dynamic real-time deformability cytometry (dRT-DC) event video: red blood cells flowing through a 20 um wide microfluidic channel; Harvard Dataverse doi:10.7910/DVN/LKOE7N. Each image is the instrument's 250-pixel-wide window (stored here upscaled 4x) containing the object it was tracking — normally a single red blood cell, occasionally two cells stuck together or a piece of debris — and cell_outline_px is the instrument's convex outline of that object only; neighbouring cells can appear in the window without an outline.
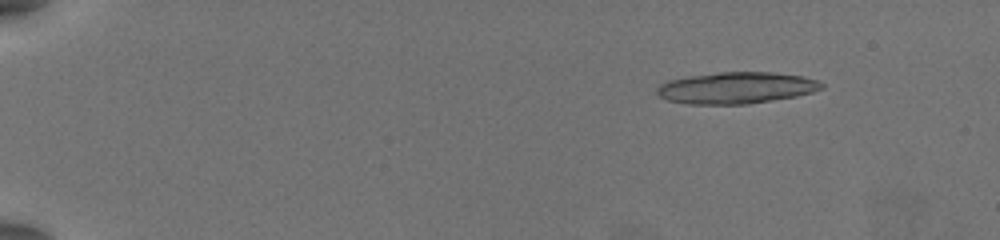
{"species": "common noctule bat (a hibernating species)", "species_latin": "Nyctalus noctula", "temperature_condition": "warm", "stored_images_in_passage": 24, "camera_frame_rate_fps": 3000, "um_per_image_px": 0.085, "animal": {"sex": "female", "body_mass_g": 19.5, "forearm_length_mm": 54.1}, "frame": {"image": 1, "passage_image": 8, "time_ms": 2.333, "image_size_px": [1000, 240], "cell_outline_px": [[824, 88], [812, 92], [796, 96], [748, 104], [688, 104], [668, 100], [656, 96], [656, 88], [660, 84], [668, 80], [688, 76], [720, 72], [772, 72], [800, 76], [816, 80], [824, 84]], "centroid_in_image_um": [62.54, 7.47], "position_along_channel_um": 22.5, "area_um2": 30.29}}
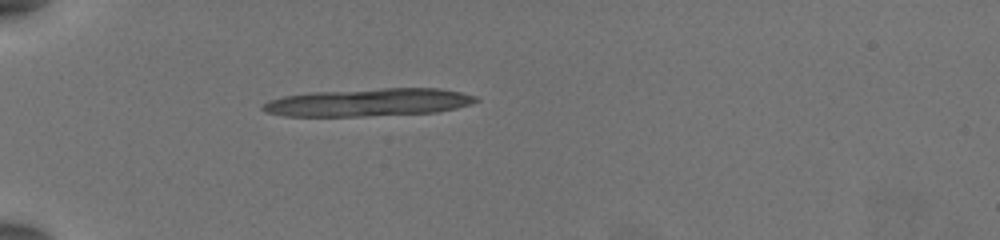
{"frame": {"image": 2, "passage_image": 19, "time_ms": 6.0, "image_size_px": [1000, 240], "cell_outline_px": [[480, 100], [456, 108], [436, 112], [364, 116], [284, 116], [264, 112], [260, 108], [260, 104], [268, 100], [284, 96], [312, 92], [380, 88], [440, 88], [460, 92], [476, 96]], "centroid_in_image_um": [31.27, 8.7], "position_along_channel_um": 53.7, "area_um2": 34.62}}